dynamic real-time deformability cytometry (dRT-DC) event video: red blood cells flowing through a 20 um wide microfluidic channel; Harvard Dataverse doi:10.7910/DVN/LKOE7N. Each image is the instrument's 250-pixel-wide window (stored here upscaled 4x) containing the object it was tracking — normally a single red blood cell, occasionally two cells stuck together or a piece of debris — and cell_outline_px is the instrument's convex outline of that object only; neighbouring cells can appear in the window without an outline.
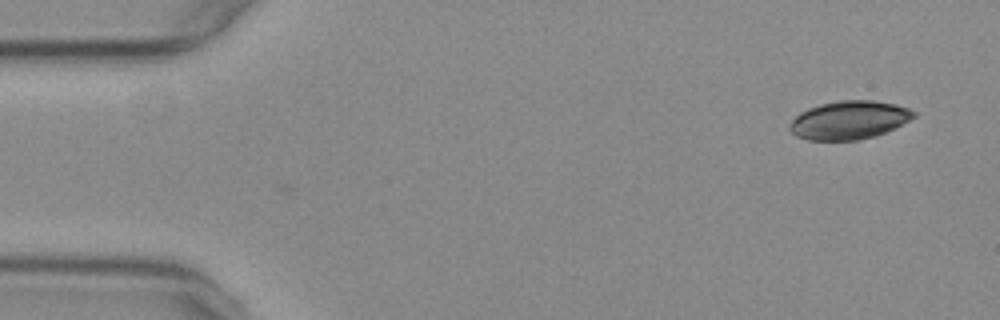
{"species": "common noctule bat (a hibernating species)", "species_latin": "Nyctalus noctula", "temperature_condition": "warm", "stored_images_in_passage": 2, "camera_frame_rate_fps": 3000, "um_per_image_px": 0.085, "animal": {"sex": "female", "body_mass_g": 29.2, "forearm_length_mm": 56.3}, "frame": {"image": 1, "passage_image": 2, "time_ms": 0.333, "image_size_px": [1000, 320], "cell_outline_px": [[916, 116], [876, 136], [860, 140], [808, 140], [796, 136], [788, 128], [792, 120], [800, 112], [808, 108], [820, 104], [840, 100], [872, 100], [896, 104], [908, 108], [916, 112]], "centroid_in_image_um": [72.15, 10.2], "position_along_channel_um": 12.8, "area_um2": 27.63}}